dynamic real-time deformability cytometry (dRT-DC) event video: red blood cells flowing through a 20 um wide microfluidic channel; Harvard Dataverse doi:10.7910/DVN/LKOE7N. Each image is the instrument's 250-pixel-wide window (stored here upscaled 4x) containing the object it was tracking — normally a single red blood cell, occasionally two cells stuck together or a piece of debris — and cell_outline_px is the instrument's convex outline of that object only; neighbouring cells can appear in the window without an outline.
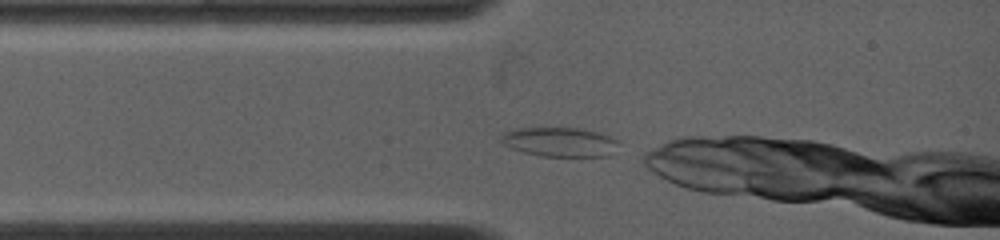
{"species": "common noctule bat (a hibernating species)", "species_latin": "Nyctalus noctula", "temperature_condition": "warm", "stored_images_in_passage": 60, "camera_frame_rate_fps": 4500, "um_per_image_px": 0.085, "animal": {"sex": "female", "body_mass_g": 19.0, "forearm_length_mm": 53.3}, "frame": {"image": 1, "passage_image": 1, "time_ms": 0.0, "image_size_px": [1000, 240], "cell_outline_px": [[620, 140], [608, 156], [540, 156], [524, 152], [512, 148], [504, 144], [500, 140], [500, 136], [504, 132], [516, 128], [580, 128], [596, 132]], "centroid_in_image_um": [47.54, 12.06], "position_along_channel_um": 37.5, "area_um2": 19.88}}